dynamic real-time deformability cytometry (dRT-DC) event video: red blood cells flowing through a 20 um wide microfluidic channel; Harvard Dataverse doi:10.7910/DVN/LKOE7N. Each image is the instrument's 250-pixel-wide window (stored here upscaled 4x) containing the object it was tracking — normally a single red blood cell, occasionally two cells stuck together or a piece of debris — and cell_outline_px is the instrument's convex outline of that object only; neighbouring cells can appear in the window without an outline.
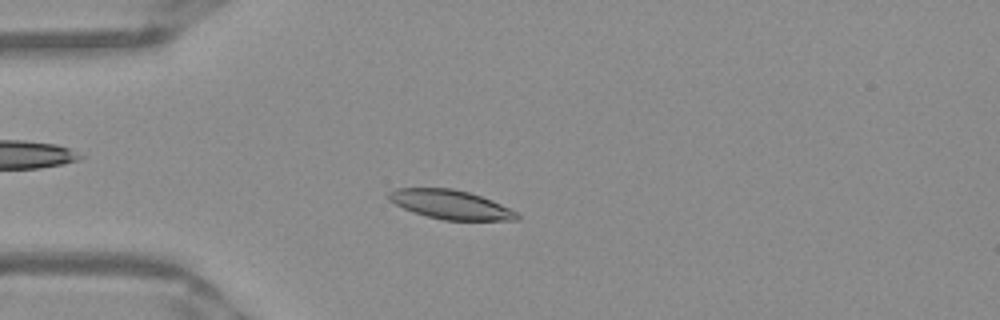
{"species": "Egyptian fruit bat (a non-hibernating species)", "species_latin": "Rousettus aegyptiacus", "temperature_condition": "warm", "stored_images_in_passage": 36, "camera_frame_rate_fps": 3000, "um_per_image_px": 0.085, "frame": {"image": 1, "passage_image": 13, "time_ms": 4.0, "image_size_px": [1000, 320], "cell_outline_px": [[520, 220], [444, 220], [428, 216], [404, 208], [388, 200], [384, 196], [388, 192], [396, 188], [452, 188], [468, 192], [492, 200], [516, 212], [520, 216]], "centroid_in_image_um": [38.27, 17.38], "position_along_channel_um": 46.7, "area_um2": 21.56}}
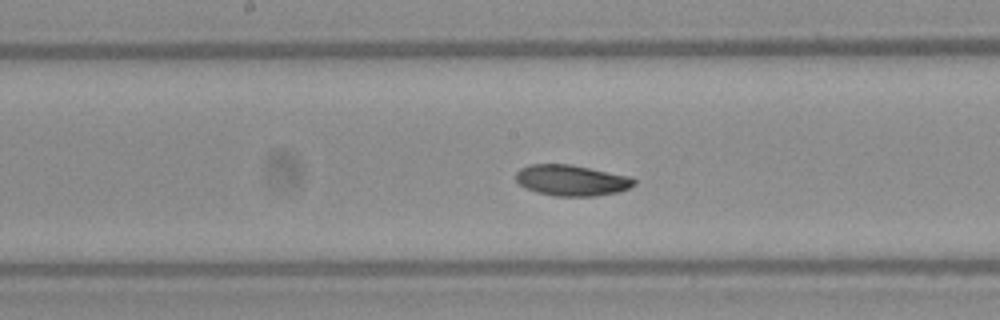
{"frame": {"image": 2, "passage_image": 26, "time_ms": 8.333, "image_size_px": [1000, 320], "cell_outline_px": [[636, 184], [628, 188], [616, 192], [596, 196], [556, 196], [536, 192], [524, 188], [516, 180], [516, 172], [520, 168], [528, 164], [572, 164], [632, 176], [636, 180]], "centroid_in_image_um": [48.59, 15.31], "position_along_channel_um": 199.6, "area_um2": 21.56}}
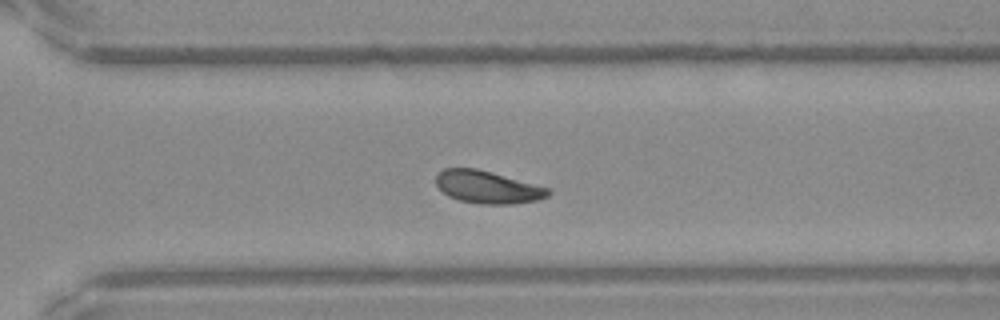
{"frame": {"image": 3, "passage_image": 36, "time_ms": 11.667, "image_size_px": [1000, 320], "cell_outline_px": [[552, 192], [548, 196], [540, 200], [512, 204], [480, 204], [460, 200], [448, 196], [436, 184], [436, 176], [444, 168], [476, 168], [492, 172], [548, 188]], "centroid_in_image_um": [41.46, 15.91], "position_along_channel_um": 329.1, "area_um2": 21.15}}